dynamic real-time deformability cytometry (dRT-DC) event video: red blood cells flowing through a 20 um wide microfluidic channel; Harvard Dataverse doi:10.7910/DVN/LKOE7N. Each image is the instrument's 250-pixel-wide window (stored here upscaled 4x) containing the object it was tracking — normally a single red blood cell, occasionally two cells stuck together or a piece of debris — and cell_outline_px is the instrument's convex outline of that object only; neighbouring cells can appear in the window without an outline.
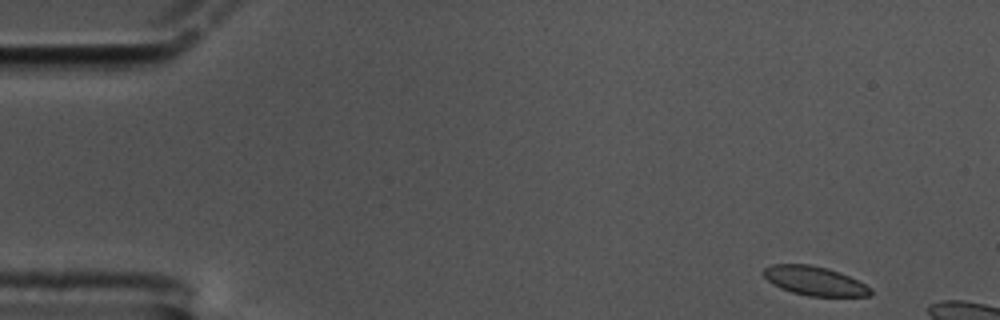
{"species": "common noctule bat (a hibernating species)", "species_latin": "Nyctalus noctula", "temperature_condition": "cold", "stored_images_in_passage": 9, "camera_frame_rate_fps": 3000, "um_per_image_px": 0.085, "animal": {"sex": "male", "body_mass_g": 17.5, "forearm_length_mm": 52.3}, "frame": {"image": 1, "passage_image": 1, "time_ms": 0.0, "image_size_px": [1000, 320], "cell_outline_px": [[872, 296], [808, 296], [792, 292], [780, 288], [772, 284], [764, 276], [764, 268], [772, 264], [808, 264], [828, 268], [840, 272], [872, 288]], "centroid_in_image_um": [69.24, 23.88], "position_along_channel_um": 15.8, "area_um2": 18.09}}